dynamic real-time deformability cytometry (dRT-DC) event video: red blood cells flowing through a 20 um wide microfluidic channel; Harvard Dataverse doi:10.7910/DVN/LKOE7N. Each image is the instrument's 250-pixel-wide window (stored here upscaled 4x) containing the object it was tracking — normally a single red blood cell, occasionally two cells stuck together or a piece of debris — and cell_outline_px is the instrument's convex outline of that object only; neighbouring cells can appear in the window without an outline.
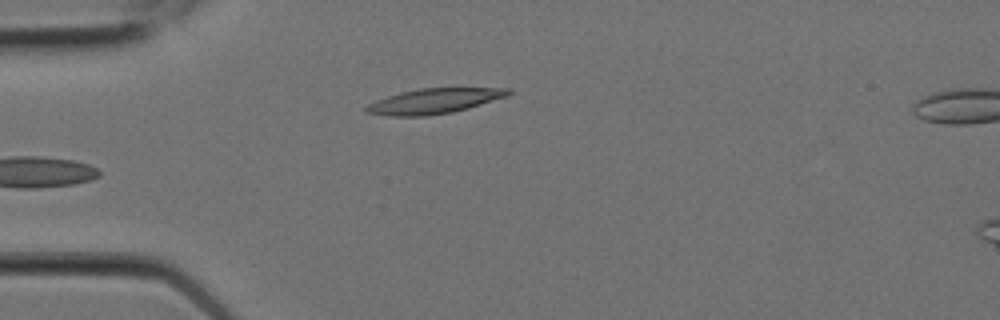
{"species": "Egyptian fruit bat (a non-hibernating species)", "species_latin": "Rousettus aegyptiacus", "temperature_condition": "room temperature", "stored_images_in_passage": 6, "camera_frame_rate_fps": 3000, "um_per_image_px": 0.085, "animal": {"sex": "female"}, "frame": {"image": 1, "passage_image": 6, "time_ms": 1.667, "image_size_px": [1000, 320], "cell_outline_px": [[512, 92], [508, 96], [468, 108], [452, 112], [428, 116], [388, 116], [364, 112], [364, 108], [368, 104], [376, 100], [400, 92], [420, 88], [512, 88]], "centroid_in_image_um": [36.89, 8.59], "position_along_channel_um": 48.1, "area_um2": 20.87}}